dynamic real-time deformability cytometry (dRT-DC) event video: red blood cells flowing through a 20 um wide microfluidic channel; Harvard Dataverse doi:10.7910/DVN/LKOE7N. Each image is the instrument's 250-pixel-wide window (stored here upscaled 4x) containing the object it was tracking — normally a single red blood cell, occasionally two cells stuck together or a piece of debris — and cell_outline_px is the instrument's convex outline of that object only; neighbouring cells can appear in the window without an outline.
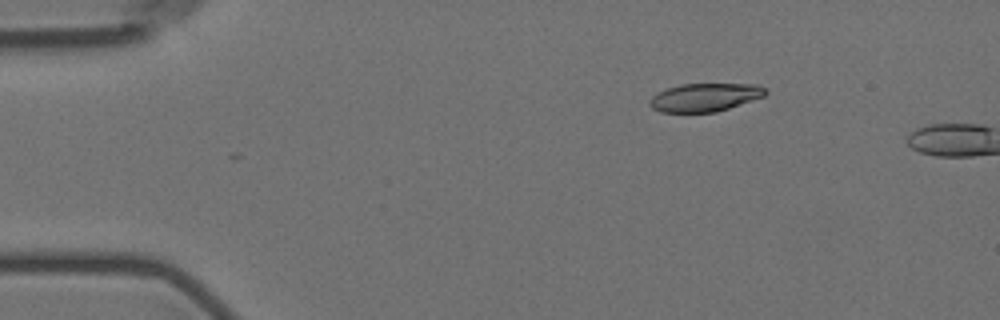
{"species": "Egyptian fruit bat (a non-hibernating species)", "species_latin": "Rousettus aegyptiacus", "temperature_condition": "room temperature", "stored_images_in_passage": 2, "camera_frame_rate_fps": 3000, "um_per_image_px": 0.085, "animal": {"sex": "female"}, "frame": {"image": 1, "passage_image": 1, "time_ms": 0.0, "image_size_px": [1000, 320], "cell_outline_px": [[768, 92], [764, 96], [716, 112], [660, 112], [652, 108], [648, 104], [648, 100], [656, 92], [680, 84], [760, 84]], "centroid_in_image_um": [59.87, 8.27], "position_along_channel_um": 25.1, "area_um2": 19.07}}